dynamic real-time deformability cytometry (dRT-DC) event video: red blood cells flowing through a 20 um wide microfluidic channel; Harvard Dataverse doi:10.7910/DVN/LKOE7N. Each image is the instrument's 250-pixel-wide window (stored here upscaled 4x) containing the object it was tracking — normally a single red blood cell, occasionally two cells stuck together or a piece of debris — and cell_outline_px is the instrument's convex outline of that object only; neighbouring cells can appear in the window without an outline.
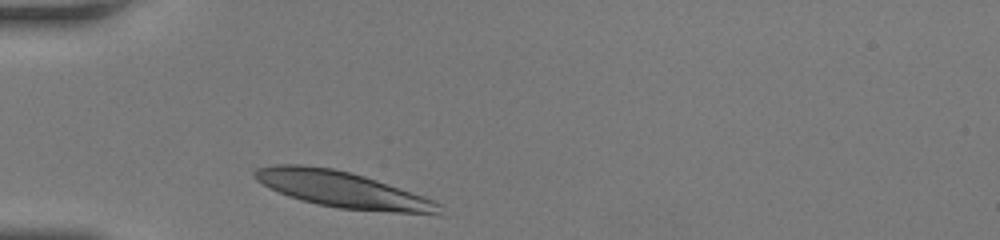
{"species": "human", "species_latin": "Homo sapiens", "temperature_condition": "room temperature", "stored_images_in_passage": 27, "camera_frame_rate_fps": 3000, "um_per_image_px": 0.085, "donor": {"sex": "female"}, "frame": {"image": 1, "passage_image": 1, "time_ms": 0.0, "image_size_px": [1000, 240], "cell_outline_px": [[440, 216], [336, 208], [316, 204], [300, 200], [288, 196], [268, 188], [256, 180], [252, 176], [252, 172], [256, 168], [272, 164], [304, 164], [332, 168], [364, 176], [424, 196], [440, 204]], "centroid_in_image_um": [29.08, 16.12], "position_along_channel_um": 55.9, "area_um2": 39.3}}
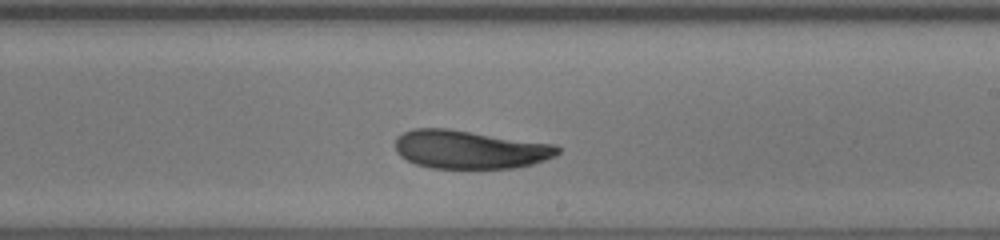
{"frame": {"image": 2, "passage_image": 16, "time_ms": 5.0, "image_size_px": [1000, 240], "cell_outline_px": [[560, 152], [556, 156], [532, 164], [516, 168], [432, 168], [416, 164], [400, 156], [396, 152], [396, 136], [404, 132], [416, 128], [448, 128], [556, 144], [560, 148]], "centroid_in_image_um": [39.95, 12.7], "position_along_channel_um": 249.0, "area_um2": 36.53}}
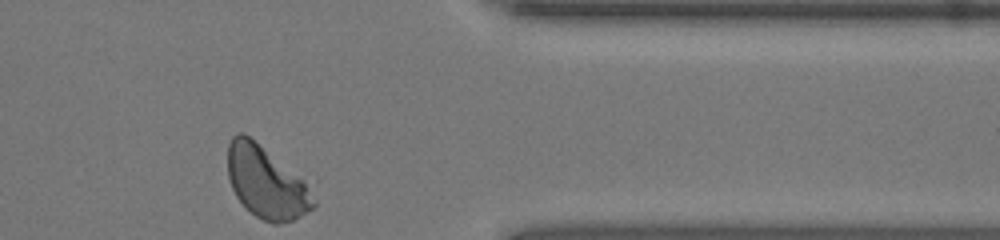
{"frame": {"image": 3, "passage_image": 27, "time_ms": 8.667, "image_size_px": [1000, 240], "cell_outline_px": [[316, 204], [312, 208], [292, 220], [280, 224], [272, 224], [256, 216], [236, 196], [232, 188], [228, 176], [228, 144], [232, 136], [236, 132], [244, 132], [304, 180], [316, 200]], "centroid_in_image_um": [22.61, 15.49], "position_along_channel_um": 388.8, "area_um2": 35.43}, "authors_computed_cell_mechanics": {"area_um2": 36.8764, "velocity_mm_per_s": 4.1372, "shape_relaxation_time_tau1_ms": 4.334, "shape_relaxation_time_tau2_ms": 4.237, "deformation_change_tau1": 0.1293, "deformation_change_tau2": 0.0735}}